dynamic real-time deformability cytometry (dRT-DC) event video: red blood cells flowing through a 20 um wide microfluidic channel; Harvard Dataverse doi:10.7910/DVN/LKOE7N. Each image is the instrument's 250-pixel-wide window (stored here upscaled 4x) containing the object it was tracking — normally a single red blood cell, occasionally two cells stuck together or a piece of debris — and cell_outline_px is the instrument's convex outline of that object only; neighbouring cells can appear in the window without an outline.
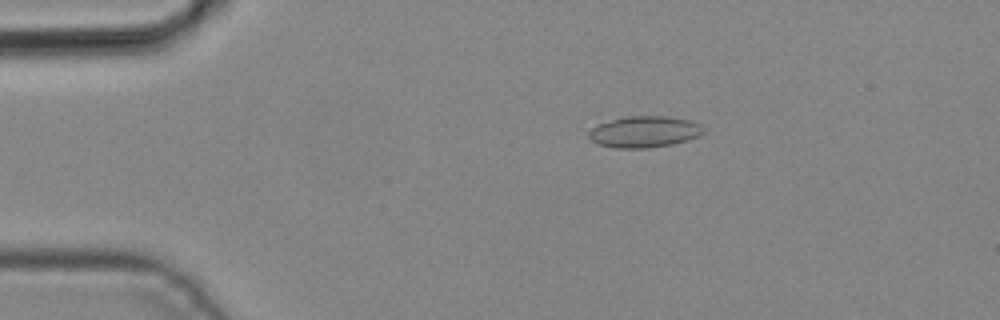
{"species": "common noctule bat (a hibernating species)", "species_latin": "Nyctalus noctula", "temperature_condition": "cold", "stored_images_in_passage": 4, "camera_frame_rate_fps": 3000, "um_per_image_px": 0.085, "animal": {"sex": "male", "body_mass_g": 19.2, "forearm_length_mm": 51.8}, "frame": {"image": 1, "passage_image": 3, "time_ms": 0.667, "image_size_px": [1000, 320], "cell_outline_px": [[704, 132], [696, 136], [672, 144], [648, 148], [616, 148], [600, 144], [592, 140], [588, 136], [588, 132], [592, 128], [600, 124], [624, 116], [668, 116], [688, 120], [700, 124], [704, 128]], "centroid_in_image_um": [54.76, 11.19], "position_along_channel_um": 30.2, "area_um2": 20.63}}